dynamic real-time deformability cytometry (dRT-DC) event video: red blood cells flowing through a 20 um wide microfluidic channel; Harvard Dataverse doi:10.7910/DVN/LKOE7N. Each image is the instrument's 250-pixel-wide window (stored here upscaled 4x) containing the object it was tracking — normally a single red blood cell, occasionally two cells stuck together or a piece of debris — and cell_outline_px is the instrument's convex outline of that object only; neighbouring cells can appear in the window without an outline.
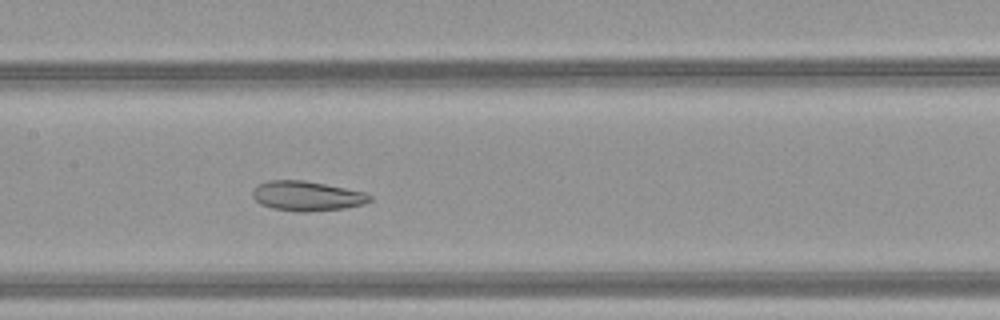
{"species": "common noctule bat (a hibernating species)", "species_latin": "Nyctalus noctula", "temperature_condition": "warm", "stored_images_in_passage": 50, "camera_frame_rate_fps": 3000, "um_per_image_px": 0.085, "animal": {"sex": "female", "body_mass_g": 21.9}, "frame": {"image": 1, "passage_image": 25, "time_ms": 8.0, "image_size_px": [1000, 320], "cell_outline_px": [[372, 200], [364, 204], [344, 208], [304, 212], [300, 212], [272, 208], [260, 204], [252, 196], [252, 188], [256, 184], [268, 180], [304, 180], [364, 192], [372, 196]], "centroid_in_image_um": [26.04, 16.65], "position_along_channel_um": 181.4, "area_um2": 20.35}}
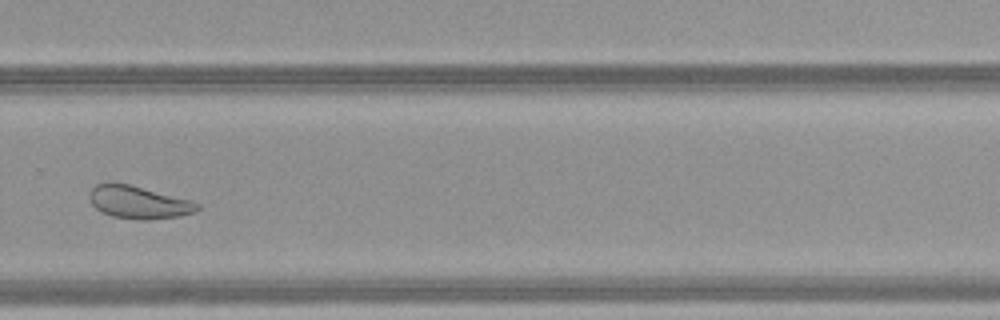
{"frame": {"image": 2, "passage_image": 35, "time_ms": 11.333, "image_size_px": [1000, 320], "cell_outline_px": [[200, 208], [196, 212], [180, 216], [148, 220], [140, 220], [112, 216], [96, 208], [92, 204], [88, 196], [92, 188], [96, 184], [128, 184], [192, 200], [200, 204]], "centroid_in_image_um": [11.83, 17.21], "position_along_channel_um": 318.0, "area_um2": 20.35}}
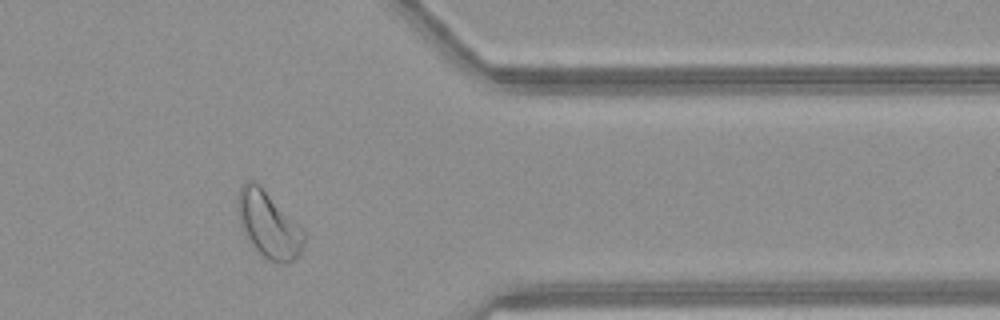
{"frame": {"image": 3, "passage_image": 41, "time_ms": 13.333, "image_size_px": [1000, 320], "cell_outline_px": [[304, 244], [300, 252], [292, 260], [284, 264], [280, 264], [268, 260], [252, 244], [244, 232], [240, 224], [236, 212], [236, 200], [240, 188], [244, 180], [256, 180], [304, 228]], "centroid_in_image_um": [22.81, 19.03], "position_along_channel_um": 388.6, "area_um2": 25.95}, "authors_computed_cell_mechanics": {"area_um2": 27.3394, "velocity_mm_per_s": 4.1231, "shape_relaxation_time_tau1_ms": null, "shape_relaxation_time_tau2_ms": 1.9719, "deformation_change_tau1": null, "deformation_change_tau2": 0.0784}}